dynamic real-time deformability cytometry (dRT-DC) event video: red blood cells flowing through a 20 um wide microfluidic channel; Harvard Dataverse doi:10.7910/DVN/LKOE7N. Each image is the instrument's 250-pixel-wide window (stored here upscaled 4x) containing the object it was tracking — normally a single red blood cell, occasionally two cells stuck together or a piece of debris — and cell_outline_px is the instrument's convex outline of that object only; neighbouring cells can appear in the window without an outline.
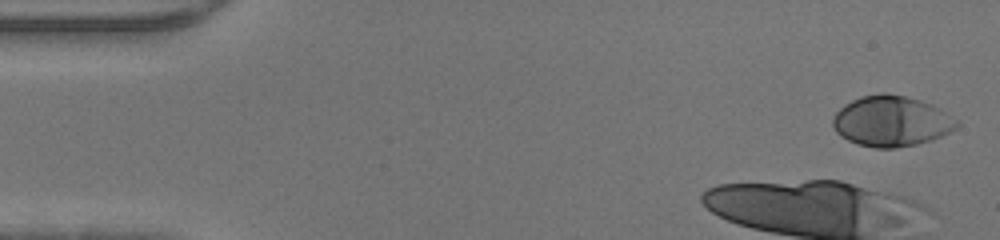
{"species": "human", "species_latin": "Homo sapiens", "temperature_condition": "warm", "stored_images_in_passage": 12, "camera_frame_rate_fps": 3000, "um_per_image_px": 0.085, "donor": {"sex": "male"}, "frame": {"image": 1, "passage_image": 1, "time_ms": 0.0, "image_size_px": [1000, 240], "cell_outline_px": [[960, 124], [956, 128], [932, 140], [916, 144], [896, 148], [876, 148], [860, 144], [848, 140], [840, 136], [836, 132], [832, 124], [832, 116], [844, 104], [860, 96], [884, 92], [904, 96], [920, 100], [932, 104], [940, 108], [960, 120]], "centroid_in_image_um": [75.77, 10.29], "position_along_channel_um": 9.2, "area_um2": 36.76}}